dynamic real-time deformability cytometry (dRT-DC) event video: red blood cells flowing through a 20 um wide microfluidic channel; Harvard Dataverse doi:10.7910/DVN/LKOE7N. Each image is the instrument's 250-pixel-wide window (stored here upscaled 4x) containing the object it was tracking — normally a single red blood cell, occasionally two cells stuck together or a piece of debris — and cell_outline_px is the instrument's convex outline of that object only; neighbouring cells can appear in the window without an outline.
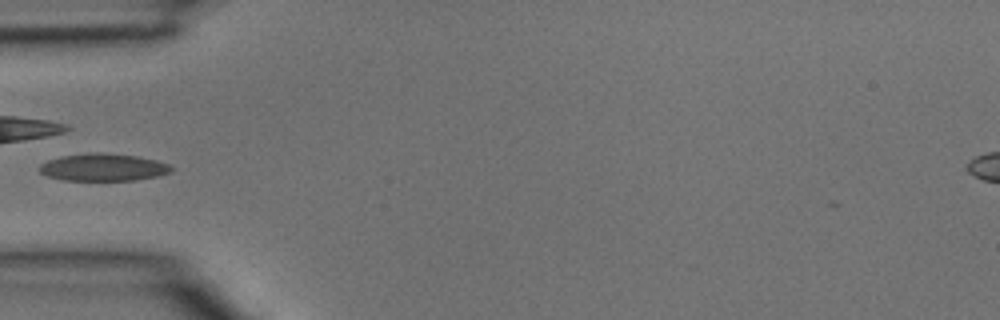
{"species": "common noctule bat (a hibernating species)", "species_latin": "Nyctalus noctula", "temperature_condition": "room temperature", "stored_images_in_passage": 3, "camera_frame_rate_fps": 3000, "um_per_image_px": 0.085, "animal": {"sex": "male", "body_mass_g": 15.6}, "frame": {"image": 1, "passage_image": 3, "time_ms": 0.667, "image_size_px": [1000, 320], "cell_outline_px": [[172, 172], [160, 176], [136, 180], [64, 180], [48, 176], [40, 172], [40, 164], [48, 160], [60, 156], [96, 152], [100, 152], [136, 156], [156, 160], [168, 164], [172, 168]], "centroid_in_image_um": [8.8, 14.22], "position_along_channel_um": 76.2, "area_um2": 20.98}}